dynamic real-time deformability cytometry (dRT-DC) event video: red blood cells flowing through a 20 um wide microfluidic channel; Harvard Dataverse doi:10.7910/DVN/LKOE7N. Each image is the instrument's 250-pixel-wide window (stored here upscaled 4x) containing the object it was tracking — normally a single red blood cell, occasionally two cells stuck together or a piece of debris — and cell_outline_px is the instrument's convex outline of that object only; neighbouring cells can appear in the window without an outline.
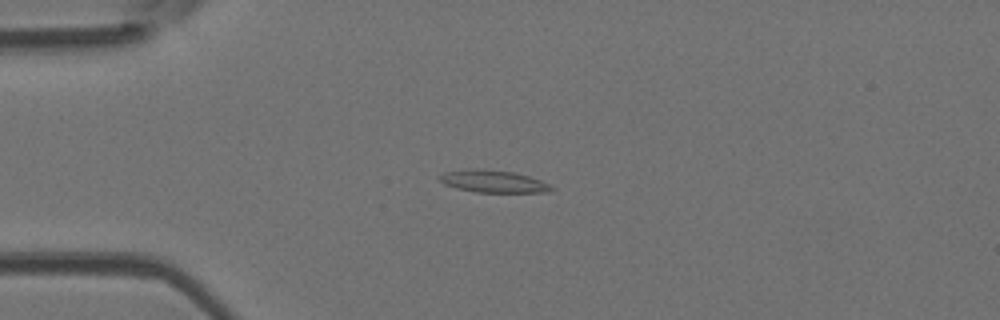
{"species": "Egyptian fruit bat (a non-hibernating species)", "species_latin": "Rousettus aegyptiacus", "temperature_condition": "room temperature", "stored_images_in_passage": 51, "camera_frame_rate_fps": 3000, "um_per_image_px": 0.085, "animal": {"sex": "female"}, "frame": {"image": 1, "passage_image": 12, "time_ms": 3.667, "image_size_px": [1000, 320], "cell_outline_px": [[556, 188], [548, 192], [476, 192], [456, 188], [444, 184], [436, 176], [444, 172], [468, 168], [480, 168], [512, 172], [528, 176], [540, 180]], "centroid_in_image_um": [41.87, 15.4], "position_along_channel_um": 43.1, "area_um2": 14.62}}
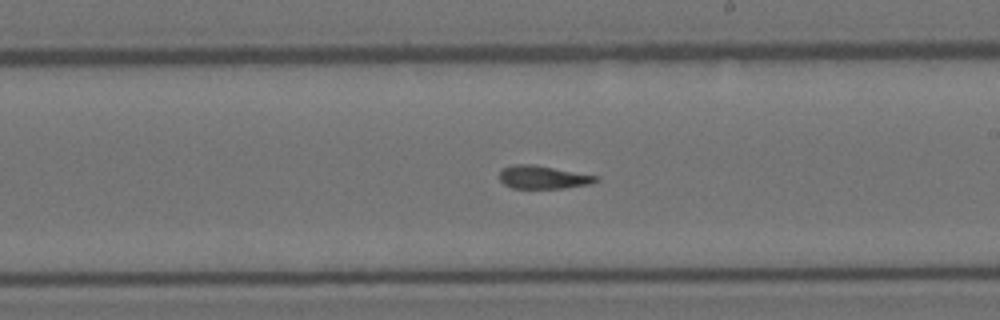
{"frame": {"image": 2, "passage_image": 29, "time_ms": 9.333, "image_size_px": [1000, 320], "cell_outline_px": [[600, 180], [588, 184], [564, 188], [512, 188], [504, 184], [500, 180], [500, 168], [512, 164], [532, 164], [600, 176]], "centroid_in_image_um": [46.15, 15.05], "position_along_channel_um": 242.9, "area_um2": 13.06}}
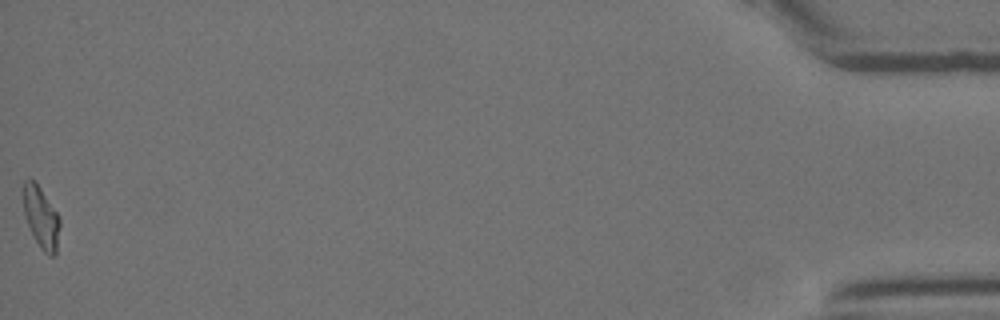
{"frame": {"image": 3, "passage_image": 51, "time_ms": 16.667, "image_size_px": [1000, 320], "cell_outline_px": [[60, 224], [56, 252], [52, 256], [48, 256], [40, 248], [24, 216], [24, 180], [28, 176], [36, 180], [56, 212], [60, 220]], "centroid_in_image_um": [3.49, 18.44], "position_along_channel_um": 431.7, "area_um2": 13.01}, "authors_computed_cell_mechanics": {"area_um2": 13.6986, "velocity_mm_per_s": 3.9234, "shape_relaxation_time_tau1_ms": null, "shape_relaxation_time_tau2_ms": 2.449, "deformation_change_tau1": null, "deformation_change_tau2": 0.104}}